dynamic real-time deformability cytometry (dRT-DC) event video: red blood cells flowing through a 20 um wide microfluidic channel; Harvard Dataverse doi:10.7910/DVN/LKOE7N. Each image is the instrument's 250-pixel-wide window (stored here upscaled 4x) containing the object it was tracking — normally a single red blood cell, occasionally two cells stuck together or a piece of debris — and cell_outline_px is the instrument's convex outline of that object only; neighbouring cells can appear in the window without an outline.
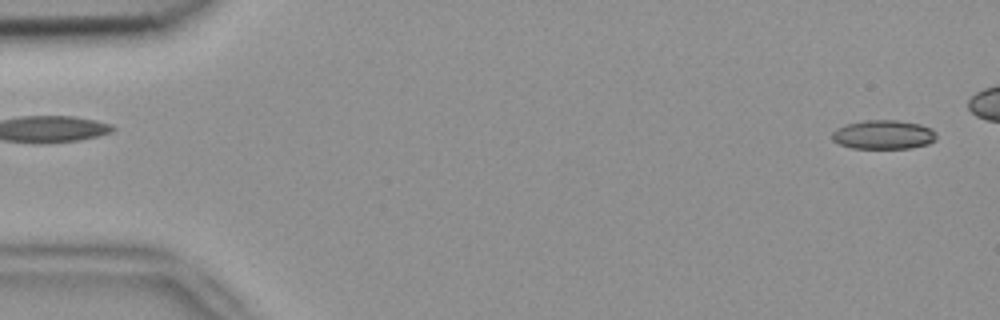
{"species": "common noctule bat (a hibernating species)", "species_latin": "Nyctalus noctula", "temperature_condition": "room temperature", "stored_images_in_passage": 5, "segment_of_instrument_passage": [2, 2], "camera_frame_rate_fps": 3000, "um_per_image_px": 0.085, "animal": {"sex": "female", "body_mass_g": 18.4}, "frame": {"image": 1, "passage_image": 5, "time_ms": 1.333, "image_size_px": [1000, 320], "cell_outline_px": [[936, 140], [928, 144], [912, 148], [852, 148], [840, 144], [832, 140], [832, 132], [836, 128], [844, 124], [864, 120], [900, 120], [920, 124], [932, 128], [936, 132]], "centroid_in_image_um": [75.1, 11.43], "position_along_channel_um": 9.9, "area_um2": 17.92}}